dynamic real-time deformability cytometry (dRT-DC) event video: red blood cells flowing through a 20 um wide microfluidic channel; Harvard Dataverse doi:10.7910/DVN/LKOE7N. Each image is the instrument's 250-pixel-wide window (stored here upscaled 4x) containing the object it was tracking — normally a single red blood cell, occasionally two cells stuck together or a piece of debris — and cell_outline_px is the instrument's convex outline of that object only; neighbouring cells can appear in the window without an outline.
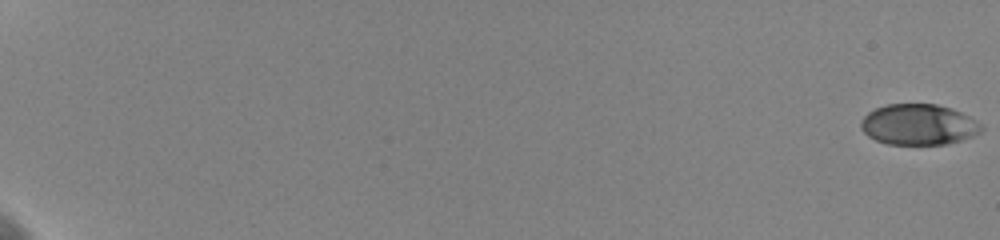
{"species": "human", "species_latin": "Homo sapiens", "temperature_condition": "cold", "stored_images_in_passage": 61, "camera_frame_rate_fps": 3000, "um_per_image_px": 0.085, "donor": {"sex": "female"}, "frame": {"image": 1, "passage_image": 1, "time_ms": 0.0, "image_size_px": [1000, 240], "cell_outline_px": [[984, 128], [980, 132], [972, 136], [948, 144], [888, 144], [876, 140], [868, 136], [860, 128], [860, 120], [868, 112], [876, 108], [888, 104], [936, 104], [952, 108], [984, 124]], "centroid_in_image_um": [78.08, 10.58], "position_along_channel_um": 6.9, "area_um2": 28.73}}
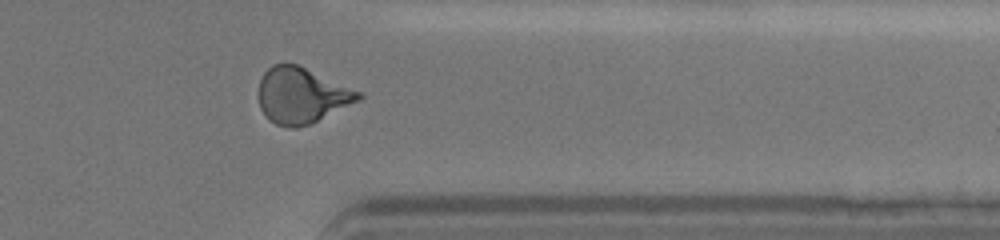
{"frame": {"image": 2, "passage_image": 52, "time_ms": 17.0, "image_size_px": [1000, 240], "cell_outline_px": [[364, 96], [360, 100], [308, 124], [296, 128], [288, 128], [276, 124], [268, 120], [260, 108], [260, 80], [264, 72], [272, 64], [296, 64], [364, 92]], "centroid_in_image_um": [25.65, 8.11], "position_along_channel_um": 385.7, "area_um2": 32.25}}
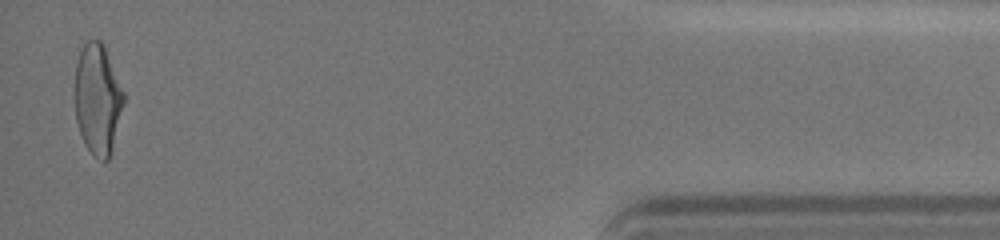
{"frame": {"image": 3, "passage_image": 60, "time_ms": 19.667, "image_size_px": [1000, 240], "cell_outline_px": [[124, 100], [112, 148], [108, 160], [104, 160], [92, 156], [84, 144], [76, 120], [76, 64], [80, 52], [84, 44], [88, 40], [100, 40], [104, 44], [124, 92]], "centroid_in_image_um": [8.3, 8.42], "position_along_channel_um": 426.9, "area_um2": 31.04}, "authors_computed_cell_mechanics": {"area_um2": 30.6918, "velocity_mm_per_s": 3.6083, "shape_relaxation_time_tau1_ms": 4.1154, "shape_relaxation_time_tau2_ms": 1.7317, "deformation_change_tau1": 0.1574, "deformation_change_tau2": 0.0758}}